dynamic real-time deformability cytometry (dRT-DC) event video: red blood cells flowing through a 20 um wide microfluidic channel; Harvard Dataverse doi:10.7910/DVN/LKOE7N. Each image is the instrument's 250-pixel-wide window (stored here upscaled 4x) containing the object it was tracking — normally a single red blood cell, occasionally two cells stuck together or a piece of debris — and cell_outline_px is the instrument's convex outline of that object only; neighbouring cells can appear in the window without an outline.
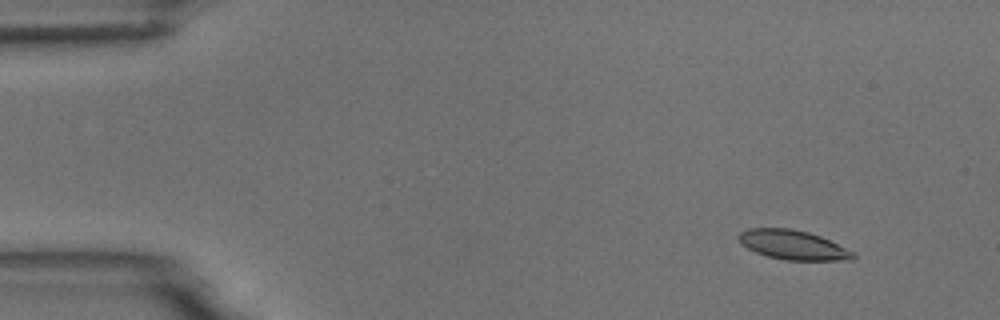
{"species": "common noctule bat (a hibernating species)", "species_latin": "Nyctalus noctula", "temperature_condition": "room temperature", "stored_images_in_passage": 4, "camera_frame_rate_fps": 3000, "um_per_image_px": 0.085, "animal": {"sex": "male", "body_mass_g": 18.8}, "frame": {"image": 1, "passage_image": 1, "time_ms": 0.0, "image_size_px": [1000, 320], "cell_outline_px": [[856, 260], [784, 260], [768, 256], [756, 252], [740, 244], [736, 236], [740, 232], [748, 228], [792, 228], [808, 232], [820, 236], [856, 252]], "centroid_in_image_um": [67.41, 20.82], "position_along_channel_um": 17.6, "area_um2": 19.83}}
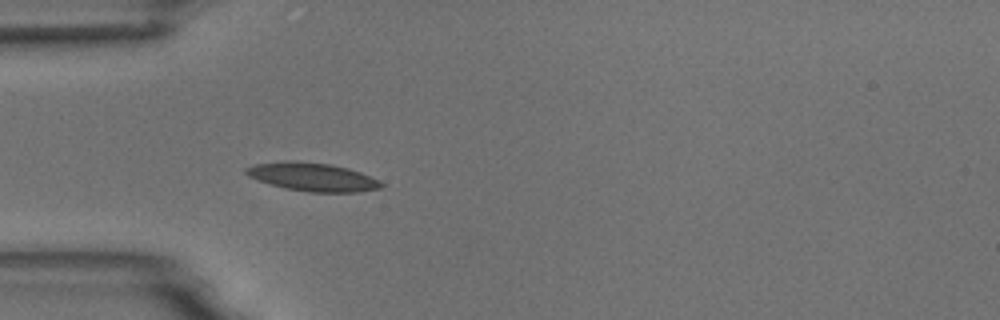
{"frame": {"image": 2, "passage_image": 4, "time_ms": 3.667, "image_size_px": [1000, 320], "cell_outline_px": [[384, 184], [380, 188], [356, 192], [308, 192], [284, 188], [268, 184], [256, 180], [248, 176], [244, 172], [244, 168], [252, 164], [284, 160], [292, 160], [328, 164], [348, 168], [360, 172], [380, 180]], "centroid_in_image_um": [26.49, 15.03], "position_along_channel_um": 58.5, "area_um2": 22.6}}